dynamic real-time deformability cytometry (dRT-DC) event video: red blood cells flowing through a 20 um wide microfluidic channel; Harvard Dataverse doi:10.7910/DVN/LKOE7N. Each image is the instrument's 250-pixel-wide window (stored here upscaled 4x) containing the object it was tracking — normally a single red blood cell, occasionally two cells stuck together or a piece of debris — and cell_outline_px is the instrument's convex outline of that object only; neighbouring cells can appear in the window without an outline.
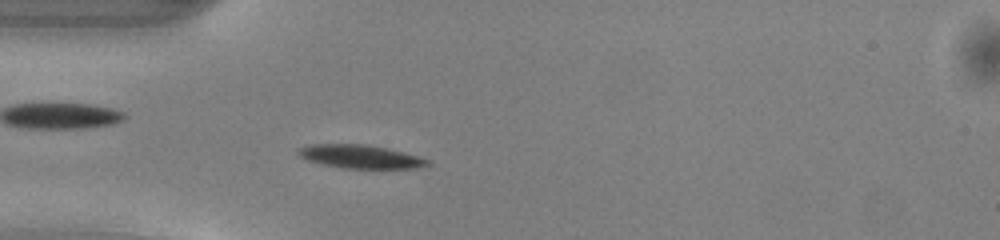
{"species": "common noctule bat (a hibernating species)", "species_latin": "Nyctalus noctula", "temperature_condition": "warm", "stored_images_in_passage": 47, "camera_frame_rate_fps": 3000, "um_per_image_px": 0.085, "animal": {"sex": "male", "body_mass_g": 13.0, "forearm_length_mm": 53.1}, "frame": {"image": 1, "passage_image": 12, "time_ms": 3.667, "image_size_px": [1000, 240], "cell_outline_px": [[428, 164], [416, 168], [344, 168], [320, 164], [308, 160], [300, 156], [296, 152], [300, 148], [308, 144], [368, 144], [404, 152], [428, 160]], "centroid_in_image_um": [30.56, 13.3], "position_along_channel_um": 54.4, "area_um2": 17.46}}
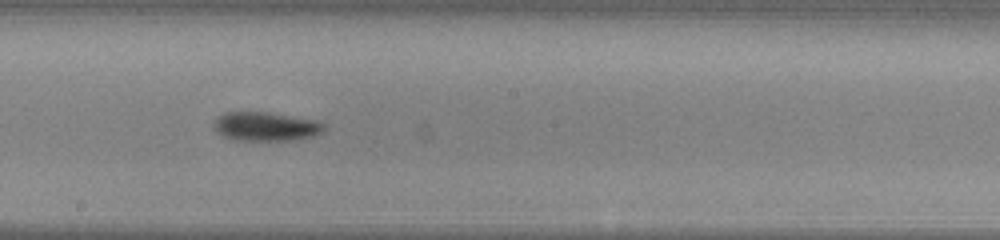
{"frame": {"image": 2, "passage_image": 25, "time_ms": 8.0, "image_size_px": [1000, 240], "cell_outline_px": [[328, 128], [324, 132], [316, 136], [296, 140], [232, 140], [220, 136], [212, 128], [212, 120], [224, 112], [268, 112], [316, 120], [324, 124]], "centroid_in_image_um": [22.57, 10.76], "position_along_channel_um": 225.6, "area_um2": 19.19}}
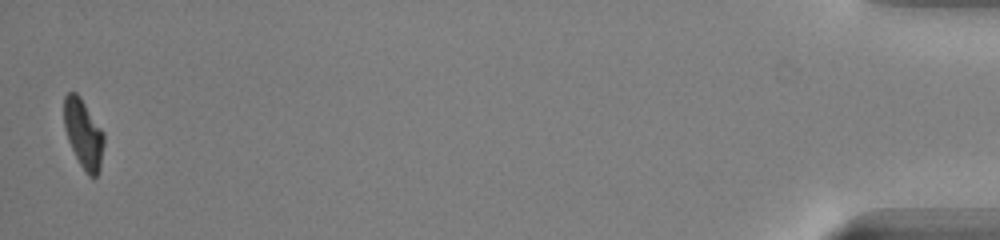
{"frame": {"image": 3, "passage_image": 47, "time_ms": 15.333, "image_size_px": [1000, 240], "cell_outline_px": [[104, 144], [100, 172], [96, 176], [88, 176], [80, 164], [68, 140], [64, 128], [64, 96], [68, 92], [76, 92], [80, 96], [104, 132]], "centroid_in_image_um": [7.1, 11.37], "position_along_channel_um": 428.1, "area_um2": 16.13}, "authors_computed_cell_mechanics": {"area_um2": 17.2822, "velocity_mm_per_s": 4.1009, "shape_relaxation_time_tau1_ms": 2.0965, "shape_relaxation_time_tau2_ms": null, "deformation_change_tau1": 0.1269, "deformation_change_tau2": null}}